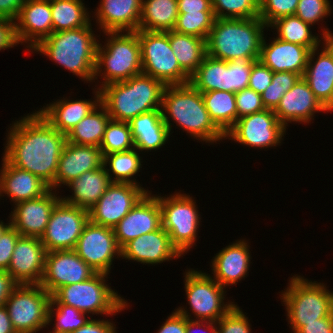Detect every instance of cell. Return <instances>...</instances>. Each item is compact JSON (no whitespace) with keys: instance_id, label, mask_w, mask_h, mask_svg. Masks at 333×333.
I'll return each instance as SVG.
<instances>
[{"instance_id":"cell-1","label":"cell","mask_w":333,"mask_h":333,"mask_svg":"<svg viewBox=\"0 0 333 333\" xmlns=\"http://www.w3.org/2000/svg\"><path fill=\"white\" fill-rule=\"evenodd\" d=\"M9 128L2 157L11 165L38 176L55 190V175L66 135L36 110L13 121Z\"/></svg>"},{"instance_id":"cell-2","label":"cell","mask_w":333,"mask_h":333,"mask_svg":"<svg viewBox=\"0 0 333 333\" xmlns=\"http://www.w3.org/2000/svg\"><path fill=\"white\" fill-rule=\"evenodd\" d=\"M161 113L170 135L175 123L183 132L200 142L212 145L226 140L225 134L211 120L202 93L190 83L165 86Z\"/></svg>"},{"instance_id":"cell-3","label":"cell","mask_w":333,"mask_h":333,"mask_svg":"<svg viewBox=\"0 0 333 333\" xmlns=\"http://www.w3.org/2000/svg\"><path fill=\"white\" fill-rule=\"evenodd\" d=\"M92 28L90 22L87 26L78 29L52 33L41 40L30 52L47 56L49 60L83 79L82 81L92 83L99 43V35L97 36Z\"/></svg>"},{"instance_id":"cell-4","label":"cell","mask_w":333,"mask_h":333,"mask_svg":"<svg viewBox=\"0 0 333 333\" xmlns=\"http://www.w3.org/2000/svg\"><path fill=\"white\" fill-rule=\"evenodd\" d=\"M267 25L259 18H215L206 39V55L214 59L259 60Z\"/></svg>"},{"instance_id":"cell-5","label":"cell","mask_w":333,"mask_h":333,"mask_svg":"<svg viewBox=\"0 0 333 333\" xmlns=\"http://www.w3.org/2000/svg\"><path fill=\"white\" fill-rule=\"evenodd\" d=\"M165 85L143 73L100 88V103L112 120L130 122L136 116L161 110Z\"/></svg>"},{"instance_id":"cell-6","label":"cell","mask_w":333,"mask_h":333,"mask_svg":"<svg viewBox=\"0 0 333 333\" xmlns=\"http://www.w3.org/2000/svg\"><path fill=\"white\" fill-rule=\"evenodd\" d=\"M107 35L104 45L98 43L94 69L95 87L128 80L142 73L141 46L138 31L103 32ZM101 76V77H100ZM102 83V84H101Z\"/></svg>"},{"instance_id":"cell-7","label":"cell","mask_w":333,"mask_h":333,"mask_svg":"<svg viewBox=\"0 0 333 333\" xmlns=\"http://www.w3.org/2000/svg\"><path fill=\"white\" fill-rule=\"evenodd\" d=\"M280 296L293 333L306 323L318 322L319 318L333 313V291H329L324 283L312 282L298 274L290 278Z\"/></svg>"},{"instance_id":"cell-8","label":"cell","mask_w":333,"mask_h":333,"mask_svg":"<svg viewBox=\"0 0 333 333\" xmlns=\"http://www.w3.org/2000/svg\"><path fill=\"white\" fill-rule=\"evenodd\" d=\"M108 274L96 273L84 282L59 288L52 296L88 315L112 316L128 309V301L107 283Z\"/></svg>"},{"instance_id":"cell-9","label":"cell","mask_w":333,"mask_h":333,"mask_svg":"<svg viewBox=\"0 0 333 333\" xmlns=\"http://www.w3.org/2000/svg\"><path fill=\"white\" fill-rule=\"evenodd\" d=\"M184 275L186 301L190 309L178 307L175 311L180 315L191 320L217 322L235 305L233 301L225 302L227 291L209 273L190 268Z\"/></svg>"},{"instance_id":"cell-10","label":"cell","mask_w":333,"mask_h":333,"mask_svg":"<svg viewBox=\"0 0 333 333\" xmlns=\"http://www.w3.org/2000/svg\"><path fill=\"white\" fill-rule=\"evenodd\" d=\"M156 196L161 209L162 228L183 257L196 246L198 240L201 216L195 198L180 191L168 195L169 197L161 194Z\"/></svg>"},{"instance_id":"cell-11","label":"cell","mask_w":333,"mask_h":333,"mask_svg":"<svg viewBox=\"0 0 333 333\" xmlns=\"http://www.w3.org/2000/svg\"><path fill=\"white\" fill-rule=\"evenodd\" d=\"M142 73L165 86L189 83L190 76L180 67L169 43V31L138 30Z\"/></svg>"},{"instance_id":"cell-12","label":"cell","mask_w":333,"mask_h":333,"mask_svg":"<svg viewBox=\"0 0 333 333\" xmlns=\"http://www.w3.org/2000/svg\"><path fill=\"white\" fill-rule=\"evenodd\" d=\"M51 295L40 284H17L4 306L16 333H37L48 327Z\"/></svg>"},{"instance_id":"cell-13","label":"cell","mask_w":333,"mask_h":333,"mask_svg":"<svg viewBox=\"0 0 333 333\" xmlns=\"http://www.w3.org/2000/svg\"><path fill=\"white\" fill-rule=\"evenodd\" d=\"M286 129L274 110L265 109L237 119L225 138L247 147L268 149L282 144Z\"/></svg>"},{"instance_id":"cell-14","label":"cell","mask_w":333,"mask_h":333,"mask_svg":"<svg viewBox=\"0 0 333 333\" xmlns=\"http://www.w3.org/2000/svg\"><path fill=\"white\" fill-rule=\"evenodd\" d=\"M89 211L60 199L53 208L41 242L47 252L75 249Z\"/></svg>"},{"instance_id":"cell-15","label":"cell","mask_w":333,"mask_h":333,"mask_svg":"<svg viewBox=\"0 0 333 333\" xmlns=\"http://www.w3.org/2000/svg\"><path fill=\"white\" fill-rule=\"evenodd\" d=\"M74 250L96 273L108 275L113 260L121 257V248L115 238L114 230L90 220L84 226Z\"/></svg>"},{"instance_id":"cell-16","label":"cell","mask_w":333,"mask_h":333,"mask_svg":"<svg viewBox=\"0 0 333 333\" xmlns=\"http://www.w3.org/2000/svg\"><path fill=\"white\" fill-rule=\"evenodd\" d=\"M147 192L140 185L112 183L89 210V220L113 229Z\"/></svg>"},{"instance_id":"cell-17","label":"cell","mask_w":333,"mask_h":333,"mask_svg":"<svg viewBox=\"0 0 333 333\" xmlns=\"http://www.w3.org/2000/svg\"><path fill=\"white\" fill-rule=\"evenodd\" d=\"M95 274L74 249L51 251L46 253L40 285L52 296L59 288L84 282Z\"/></svg>"},{"instance_id":"cell-18","label":"cell","mask_w":333,"mask_h":333,"mask_svg":"<svg viewBox=\"0 0 333 333\" xmlns=\"http://www.w3.org/2000/svg\"><path fill=\"white\" fill-rule=\"evenodd\" d=\"M56 192L49 189L39 198L14 204L13 211L9 214L11 226L21 236L41 238L53 208L61 199V195L59 196Z\"/></svg>"},{"instance_id":"cell-19","label":"cell","mask_w":333,"mask_h":333,"mask_svg":"<svg viewBox=\"0 0 333 333\" xmlns=\"http://www.w3.org/2000/svg\"><path fill=\"white\" fill-rule=\"evenodd\" d=\"M162 226L161 209L156 194L147 192L129 213L113 228L122 249L128 242Z\"/></svg>"},{"instance_id":"cell-20","label":"cell","mask_w":333,"mask_h":333,"mask_svg":"<svg viewBox=\"0 0 333 333\" xmlns=\"http://www.w3.org/2000/svg\"><path fill=\"white\" fill-rule=\"evenodd\" d=\"M46 249L38 237L20 236L7 272L17 284H40L45 268Z\"/></svg>"},{"instance_id":"cell-21","label":"cell","mask_w":333,"mask_h":333,"mask_svg":"<svg viewBox=\"0 0 333 333\" xmlns=\"http://www.w3.org/2000/svg\"><path fill=\"white\" fill-rule=\"evenodd\" d=\"M322 48L310 51L303 79L316 98L329 111H333V38L323 40ZM319 48V50H318ZM321 51V52H319ZM317 56V58L315 57ZM315 60V61H314Z\"/></svg>"},{"instance_id":"cell-22","label":"cell","mask_w":333,"mask_h":333,"mask_svg":"<svg viewBox=\"0 0 333 333\" xmlns=\"http://www.w3.org/2000/svg\"><path fill=\"white\" fill-rule=\"evenodd\" d=\"M18 44L31 51L41 40L52 34V12L50 1L25 0L14 21Z\"/></svg>"},{"instance_id":"cell-23","label":"cell","mask_w":333,"mask_h":333,"mask_svg":"<svg viewBox=\"0 0 333 333\" xmlns=\"http://www.w3.org/2000/svg\"><path fill=\"white\" fill-rule=\"evenodd\" d=\"M329 111L321 104L307 82L301 77L288 90L274 110L277 119L287 128L288 123L311 124L316 113Z\"/></svg>"},{"instance_id":"cell-24","label":"cell","mask_w":333,"mask_h":333,"mask_svg":"<svg viewBox=\"0 0 333 333\" xmlns=\"http://www.w3.org/2000/svg\"><path fill=\"white\" fill-rule=\"evenodd\" d=\"M181 256L162 226L158 230L131 240L121 249L122 259L140 262L143 265H158L179 259Z\"/></svg>"},{"instance_id":"cell-25","label":"cell","mask_w":333,"mask_h":333,"mask_svg":"<svg viewBox=\"0 0 333 333\" xmlns=\"http://www.w3.org/2000/svg\"><path fill=\"white\" fill-rule=\"evenodd\" d=\"M249 248V243L240 239L219 250L210 263L211 277L225 289L245 279L252 259Z\"/></svg>"},{"instance_id":"cell-26","label":"cell","mask_w":333,"mask_h":333,"mask_svg":"<svg viewBox=\"0 0 333 333\" xmlns=\"http://www.w3.org/2000/svg\"><path fill=\"white\" fill-rule=\"evenodd\" d=\"M102 166L103 155L99 147L76 145L66 141L55 175L56 191L84 172L99 169Z\"/></svg>"},{"instance_id":"cell-27","label":"cell","mask_w":333,"mask_h":333,"mask_svg":"<svg viewBox=\"0 0 333 333\" xmlns=\"http://www.w3.org/2000/svg\"><path fill=\"white\" fill-rule=\"evenodd\" d=\"M272 39L268 43L264 35L259 61L273 72H294L302 77L306 70L310 50L277 37Z\"/></svg>"},{"instance_id":"cell-28","label":"cell","mask_w":333,"mask_h":333,"mask_svg":"<svg viewBox=\"0 0 333 333\" xmlns=\"http://www.w3.org/2000/svg\"><path fill=\"white\" fill-rule=\"evenodd\" d=\"M92 20L102 32L138 31L142 0H100Z\"/></svg>"},{"instance_id":"cell-29","label":"cell","mask_w":333,"mask_h":333,"mask_svg":"<svg viewBox=\"0 0 333 333\" xmlns=\"http://www.w3.org/2000/svg\"><path fill=\"white\" fill-rule=\"evenodd\" d=\"M1 165L0 199L6 195L16 204L39 198L50 189L38 176L11 165L4 157Z\"/></svg>"},{"instance_id":"cell-30","label":"cell","mask_w":333,"mask_h":333,"mask_svg":"<svg viewBox=\"0 0 333 333\" xmlns=\"http://www.w3.org/2000/svg\"><path fill=\"white\" fill-rule=\"evenodd\" d=\"M94 100L60 98L37 110L55 129L67 135L69 131L100 103V90L92 88Z\"/></svg>"},{"instance_id":"cell-31","label":"cell","mask_w":333,"mask_h":333,"mask_svg":"<svg viewBox=\"0 0 333 333\" xmlns=\"http://www.w3.org/2000/svg\"><path fill=\"white\" fill-rule=\"evenodd\" d=\"M131 128L134 146L141 153L162 148L169 141L170 133L161 110L140 114L128 122Z\"/></svg>"},{"instance_id":"cell-32","label":"cell","mask_w":333,"mask_h":333,"mask_svg":"<svg viewBox=\"0 0 333 333\" xmlns=\"http://www.w3.org/2000/svg\"><path fill=\"white\" fill-rule=\"evenodd\" d=\"M112 184L104 166L99 169L84 172L77 179L72 180L66 186L72 190V195L61 199L70 205H75L90 210L107 188Z\"/></svg>"},{"instance_id":"cell-33","label":"cell","mask_w":333,"mask_h":333,"mask_svg":"<svg viewBox=\"0 0 333 333\" xmlns=\"http://www.w3.org/2000/svg\"><path fill=\"white\" fill-rule=\"evenodd\" d=\"M311 27V25L305 23L296 15H290L274 21L268 29H276L274 31L277 32V38L286 42L302 45L307 47L310 51L314 48L322 47L320 46V44L323 43L321 39L333 38V33L329 28H322L320 36L318 34L316 35V33L314 35L311 31Z\"/></svg>"},{"instance_id":"cell-34","label":"cell","mask_w":333,"mask_h":333,"mask_svg":"<svg viewBox=\"0 0 333 333\" xmlns=\"http://www.w3.org/2000/svg\"><path fill=\"white\" fill-rule=\"evenodd\" d=\"M178 15L177 0H142L139 30H173Z\"/></svg>"},{"instance_id":"cell-35","label":"cell","mask_w":333,"mask_h":333,"mask_svg":"<svg viewBox=\"0 0 333 333\" xmlns=\"http://www.w3.org/2000/svg\"><path fill=\"white\" fill-rule=\"evenodd\" d=\"M110 119L106 108L99 103L69 131L66 135L67 142L76 145L99 147L103 140L106 125Z\"/></svg>"},{"instance_id":"cell-36","label":"cell","mask_w":333,"mask_h":333,"mask_svg":"<svg viewBox=\"0 0 333 333\" xmlns=\"http://www.w3.org/2000/svg\"><path fill=\"white\" fill-rule=\"evenodd\" d=\"M189 83L201 93L222 90L230 92L229 61L214 59L206 55Z\"/></svg>"},{"instance_id":"cell-37","label":"cell","mask_w":333,"mask_h":333,"mask_svg":"<svg viewBox=\"0 0 333 333\" xmlns=\"http://www.w3.org/2000/svg\"><path fill=\"white\" fill-rule=\"evenodd\" d=\"M169 43L180 67L191 76L206 56V40L170 30Z\"/></svg>"},{"instance_id":"cell-38","label":"cell","mask_w":333,"mask_h":333,"mask_svg":"<svg viewBox=\"0 0 333 333\" xmlns=\"http://www.w3.org/2000/svg\"><path fill=\"white\" fill-rule=\"evenodd\" d=\"M52 33L87 26L91 20L82 0H50Z\"/></svg>"},{"instance_id":"cell-39","label":"cell","mask_w":333,"mask_h":333,"mask_svg":"<svg viewBox=\"0 0 333 333\" xmlns=\"http://www.w3.org/2000/svg\"><path fill=\"white\" fill-rule=\"evenodd\" d=\"M138 152L140 151L133 148L124 152L103 155V166L112 183H130L142 186L134 177L140 172L141 163H143L139 155L141 153Z\"/></svg>"},{"instance_id":"cell-40","label":"cell","mask_w":333,"mask_h":333,"mask_svg":"<svg viewBox=\"0 0 333 333\" xmlns=\"http://www.w3.org/2000/svg\"><path fill=\"white\" fill-rule=\"evenodd\" d=\"M202 98L211 120L225 134L237 121L235 93L208 91Z\"/></svg>"},{"instance_id":"cell-41","label":"cell","mask_w":333,"mask_h":333,"mask_svg":"<svg viewBox=\"0 0 333 333\" xmlns=\"http://www.w3.org/2000/svg\"><path fill=\"white\" fill-rule=\"evenodd\" d=\"M89 317L91 315L89 316L72 306L60 304L52 296L49 306L48 326L52 324L54 318H56V323H53L52 327L54 328L49 333H71L84 326L89 321Z\"/></svg>"},{"instance_id":"cell-42","label":"cell","mask_w":333,"mask_h":333,"mask_svg":"<svg viewBox=\"0 0 333 333\" xmlns=\"http://www.w3.org/2000/svg\"><path fill=\"white\" fill-rule=\"evenodd\" d=\"M99 148L102 155L124 152L135 148L129 123L110 119Z\"/></svg>"},{"instance_id":"cell-43","label":"cell","mask_w":333,"mask_h":333,"mask_svg":"<svg viewBox=\"0 0 333 333\" xmlns=\"http://www.w3.org/2000/svg\"><path fill=\"white\" fill-rule=\"evenodd\" d=\"M215 18L248 19L259 17L255 0H211Z\"/></svg>"},{"instance_id":"cell-44","label":"cell","mask_w":333,"mask_h":333,"mask_svg":"<svg viewBox=\"0 0 333 333\" xmlns=\"http://www.w3.org/2000/svg\"><path fill=\"white\" fill-rule=\"evenodd\" d=\"M215 16L213 12H189L179 14L174 31L207 39L212 29Z\"/></svg>"},{"instance_id":"cell-45","label":"cell","mask_w":333,"mask_h":333,"mask_svg":"<svg viewBox=\"0 0 333 333\" xmlns=\"http://www.w3.org/2000/svg\"><path fill=\"white\" fill-rule=\"evenodd\" d=\"M299 0H263L259 4V18L267 28L276 20L294 15Z\"/></svg>"},{"instance_id":"cell-46","label":"cell","mask_w":333,"mask_h":333,"mask_svg":"<svg viewBox=\"0 0 333 333\" xmlns=\"http://www.w3.org/2000/svg\"><path fill=\"white\" fill-rule=\"evenodd\" d=\"M329 0H299L294 15L305 23L314 26L323 21L332 13V5Z\"/></svg>"},{"instance_id":"cell-47","label":"cell","mask_w":333,"mask_h":333,"mask_svg":"<svg viewBox=\"0 0 333 333\" xmlns=\"http://www.w3.org/2000/svg\"><path fill=\"white\" fill-rule=\"evenodd\" d=\"M249 318L235 304L224 316L217 321V333H251Z\"/></svg>"},{"instance_id":"cell-48","label":"cell","mask_w":333,"mask_h":333,"mask_svg":"<svg viewBox=\"0 0 333 333\" xmlns=\"http://www.w3.org/2000/svg\"><path fill=\"white\" fill-rule=\"evenodd\" d=\"M258 60L229 61V87L231 93L248 88L252 65Z\"/></svg>"},{"instance_id":"cell-49","label":"cell","mask_w":333,"mask_h":333,"mask_svg":"<svg viewBox=\"0 0 333 333\" xmlns=\"http://www.w3.org/2000/svg\"><path fill=\"white\" fill-rule=\"evenodd\" d=\"M237 119L265 110L261 94L250 88L235 93Z\"/></svg>"},{"instance_id":"cell-50","label":"cell","mask_w":333,"mask_h":333,"mask_svg":"<svg viewBox=\"0 0 333 333\" xmlns=\"http://www.w3.org/2000/svg\"><path fill=\"white\" fill-rule=\"evenodd\" d=\"M273 71L259 60L252 65L248 88L263 93L272 82Z\"/></svg>"},{"instance_id":"cell-51","label":"cell","mask_w":333,"mask_h":333,"mask_svg":"<svg viewBox=\"0 0 333 333\" xmlns=\"http://www.w3.org/2000/svg\"><path fill=\"white\" fill-rule=\"evenodd\" d=\"M21 235L11 226L0 239V270L7 271L15 244Z\"/></svg>"},{"instance_id":"cell-52","label":"cell","mask_w":333,"mask_h":333,"mask_svg":"<svg viewBox=\"0 0 333 333\" xmlns=\"http://www.w3.org/2000/svg\"><path fill=\"white\" fill-rule=\"evenodd\" d=\"M14 21L0 17V51L18 46Z\"/></svg>"},{"instance_id":"cell-53","label":"cell","mask_w":333,"mask_h":333,"mask_svg":"<svg viewBox=\"0 0 333 333\" xmlns=\"http://www.w3.org/2000/svg\"><path fill=\"white\" fill-rule=\"evenodd\" d=\"M115 322L105 319L90 318L89 321L71 333H117Z\"/></svg>"},{"instance_id":"cell-54","label":"cell","mask_w":333,"mask_h":333,"mask_svg":"<svg viewBox=\"0 0 333 333\" xmlns=\"http://www.w3.org/2000/svg\"><path fill=\"white\" fill-rule=\"evenodd\" d=\"M300 78L301 76L294 72H273L272 82L270 83L269 88L284 90L285 94Z\"/></svg>"},{"instance_id":"cell-55","label":"cell","mask_w":333,"mask_h":333,"mask_svg":"<svg viewBox=\"0 0 333 333\" xmlns=\"http://www.w3.org/2000/svg\"><path fill=\"white\" fill-rule=\"evenodd\" d=\"M157 333H186V317L174 310L163 322Z\"/></svg>"},{"instance_id":"cell-56","label":"cell","mask_w":333,"mask_h":333,"mask_svg":"<svg viewBox=\"0 0 333 333\" xmlns=\"http://www.w3.org/2000/svg\"><path fill=\"white\" fill-rule=\"evenodd\" d=\"M179 14L213 12L211 0H177Z\"/></svg>"},{"instance_id":"cell-57","label":"cell","mask_w":333,"mask_h":333,"mask_svg":"<svg viewBox=\"0 0 333 333\" xmlns=\"http://www.w3.org/2000/svg\"><path fill=\"white\" fill-rule=\"evenodd\" d=\"M296 333H333V313L318 322L306 323Z\"/></svg>"},{"instance_id":"cell-58","label":"cell","mask_w":333,"mask_h":333,"mask_svg":"<svg viewBox=\"0 0 333 333\" xmlns=\"http://www.w3.org/2000/svg\"><path fill=\"white\" fill-rule=\"evenodd\" d=\"M25 0H0V17L15 21Z\"/></svg>"},{"instance_id":"cell-59","label":"cell","mask_w":333,"mask_h":333,"mask_svg":"<svg viewBox=\"0 0 333 333\" xmlns=\"http://www.w3.org/2000/svg\"><path fill=\"white\" fill-rule=\"evenodd\" d=\"M203 331H205L204 333H217V322L191 320L186 318V333H203Z\"/></svg>"},{"instance_id":"cell-60","label":"cell","mask_w":333,"mask_h":333,"mask_svg":"<svg viewBox=\"0 0 333 333\" xmlns=\"http://www.w3.org/2000/svg\"><path fill=\"white\" fill-rule=\"evenodd\" d=\"M284 95V90L277 88H266V90L261 93V98L263 105L266 109L275 110L280 103L281 98Z\"/></svg>"},{"instance_id":"cell-61","label":"cell","mask_w":333,"mask_h":333,"mask_svg":"<svg viewBox=\"0 0 333 333\" xmlns=\"http://www.w3.org/2000/svg\"><path fill=\"white\" fill-rule=\"evenodd\" d=\"M17 283L7 271L0 270V306H3Z\"/></svg>"},{"instance_id":"cell-62","label":"cell","mask_w":333,"mask_h":333,"mask_svg":"<svg viewBox=\"0 0 333 333\" xmlns=\"http://www.w3.org/2000/svg\"><path fill=\"white\" fill-rule=\"evenodd\" d=\"M0 333H16L4 305L0 306Z\"/></svg>"},{"instance_id":"cell-63","label":"cell","mask_w":333,"mask_h":333,"mask_svg":"<svg viewBox=\"0 0 333 333\" xmlns=\"http://www.w3.org/2000/svg\"><path fill=\"white\" fill-rule=\"evenodd\" d=\"M0 219V239L2 238V235L11 227V221L9 217L8 223H4V221Z\"/></svg>"},{"instance_id":"cell-64","label":"cell","mask_w":333,"mask_h":333,"mask_svg":"<svg viewBox=\"0 0 333 333\" xmlns=\"http://www.w3.org/2000/svg\"><path fill=\"white\" fill-rule=\"evenodd\" d=\"M258 4H260L263 0H255Z\"/></svg>"}]
</instances>
